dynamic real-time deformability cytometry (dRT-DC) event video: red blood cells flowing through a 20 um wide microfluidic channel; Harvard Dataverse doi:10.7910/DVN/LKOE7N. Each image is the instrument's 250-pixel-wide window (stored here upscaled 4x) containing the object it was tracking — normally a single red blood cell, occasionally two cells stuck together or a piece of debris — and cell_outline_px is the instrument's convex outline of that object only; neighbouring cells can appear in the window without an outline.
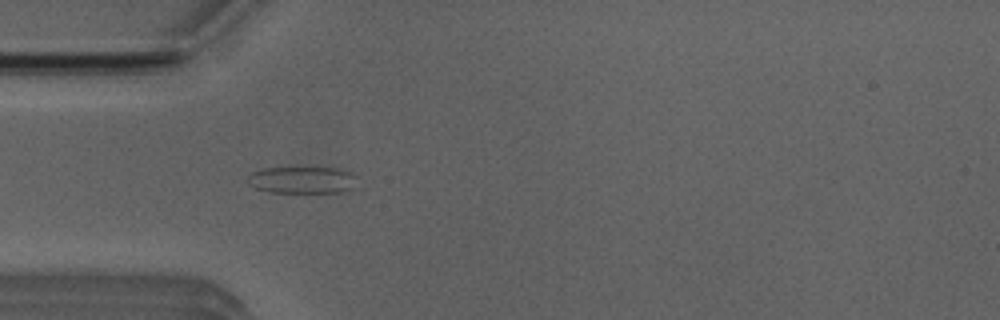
{"species": "Egyptian fruit bat (a non-hibernating species)", "species_latin": "Rousettus aegyptiacus", "temperature_condition": "room temperature", "stored_images_in_passage": 3, "camera_frame_rate_fps": 3000, "um_per_image_px": 0.085, "animal": {"sex": "male"}, "frame": {"image": 1, "passage_image": 3, "time_ms": 2.667, "image_size_px": [1000, 320], "cell_outline_px": [[360, 188], [340, 192], [268, 192], [256, 188], [248, 184], [248, 176], [252, 172], [264, 168], [336, 168], [352, 172], [356, 176]], "centroid_in_image_um": [25.79, 15.31], "position_along_channel_um": 59.2, "area_um2": 17.46}}